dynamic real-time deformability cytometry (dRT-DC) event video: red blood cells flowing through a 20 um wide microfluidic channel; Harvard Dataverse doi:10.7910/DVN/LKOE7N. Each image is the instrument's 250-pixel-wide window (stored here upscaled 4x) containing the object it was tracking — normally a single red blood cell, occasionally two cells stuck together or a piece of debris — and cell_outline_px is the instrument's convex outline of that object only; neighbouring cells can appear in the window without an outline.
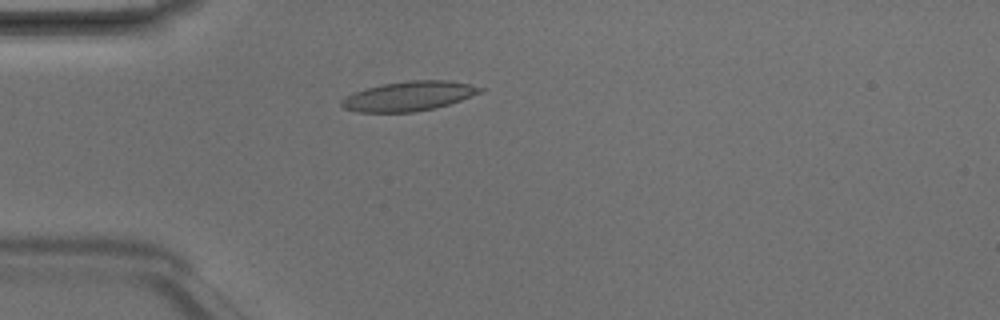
{"species": "Egyptian fruit bat (a non-hibernating species)", "species_latin": "Rousettus aegyptiacus", "temperature_condition": "room temperature", "stored_images_in_passage": 4, "camera_frame_rate_fps": 3000, "um_per_image_px": 0.085, "animal": {"sex": "male"}, "frame": {"image": 1, "passage_image": 4, "time_ms": 1.0, "image_size_px": [1000, 320], "cell_outline_px": [[484, 88], [480, 92], [460, 100], [436, 108], [412, 112], [356, 112], [344, 108], [340, 104], [340, 100], [344, 96], [364, 88], [384, 84], [412, 80], [448, 80], [468, 84]], "centroid_in_image_um": [34.68, 8.17], "position_along_channel_um": 50.3, "area_um2": 23.76}}